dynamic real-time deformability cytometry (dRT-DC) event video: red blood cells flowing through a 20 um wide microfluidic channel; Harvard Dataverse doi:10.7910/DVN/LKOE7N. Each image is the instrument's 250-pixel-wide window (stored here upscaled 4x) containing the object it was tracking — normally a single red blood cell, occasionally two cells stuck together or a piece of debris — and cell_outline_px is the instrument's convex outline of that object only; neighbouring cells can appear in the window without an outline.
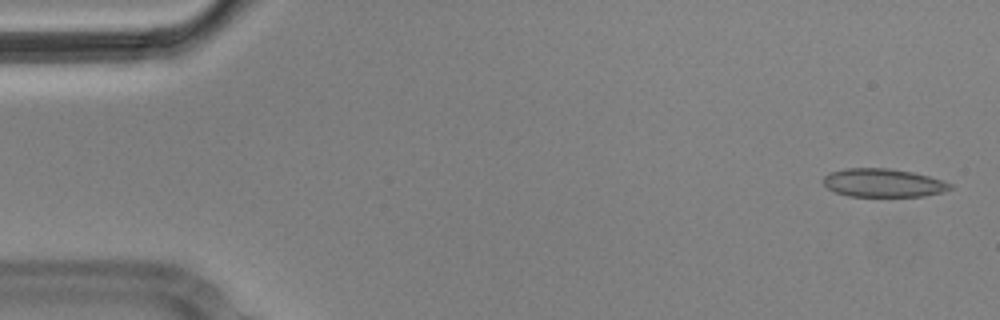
{"species": "Egyptian fruit bat (a non-hibernating species)", "species_latin": "Rousettus aegyptiacus", "temperature_condition": "cold", "stored_images_in_passage": 4, "camera_frame_rate_fps": 3000, "um_per_image_px": 0.085, "animal": {"sex": "male"}, "frame": {"image": 1, "passage_image": 1, "time_ms": 0.0, "image_size_px": [1000, 320], "cell_outline_px": [[952, 188], [940, 192], [924, 196], [848, 196], [836, 192], [828, 188], [824, 184], [824, 176], [832, 172], [848, 168], [888, 168], [912, 172], [928, 176], [952, 184]], "centroid_in_image_um": [75.06, 15.54], "position_along_channel_um": 9.9, "area_um2": 20.63}}
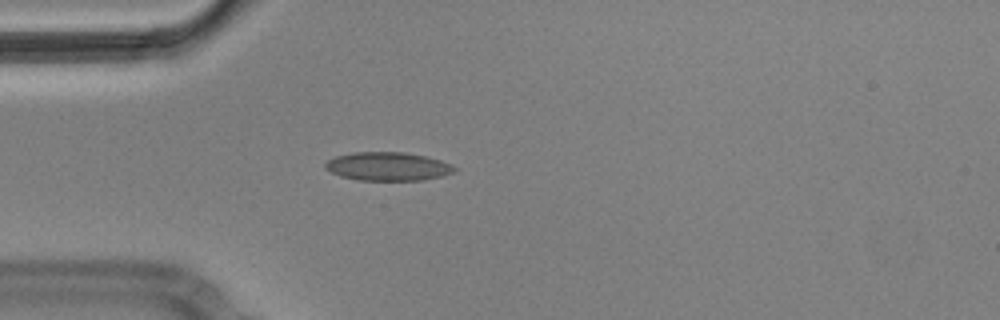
{"frame": {"image": 2, "passage_image": 4, "time_ms": 1.0, "image_size_px": [1000, 320], "cell_outline_px": [[456, 172], [424, 180], [360, 180], [340, 176], [324, 168], [324, 164], [328, 160], [336, 156], [352, 152], [404, 152], [424, 156], [440, 160], [452, 164], [456, 168]], "centroid_in_image_um": [32.97, 14.14], "position_along_channel_um": 52.0, "area_um2": 21.44}}